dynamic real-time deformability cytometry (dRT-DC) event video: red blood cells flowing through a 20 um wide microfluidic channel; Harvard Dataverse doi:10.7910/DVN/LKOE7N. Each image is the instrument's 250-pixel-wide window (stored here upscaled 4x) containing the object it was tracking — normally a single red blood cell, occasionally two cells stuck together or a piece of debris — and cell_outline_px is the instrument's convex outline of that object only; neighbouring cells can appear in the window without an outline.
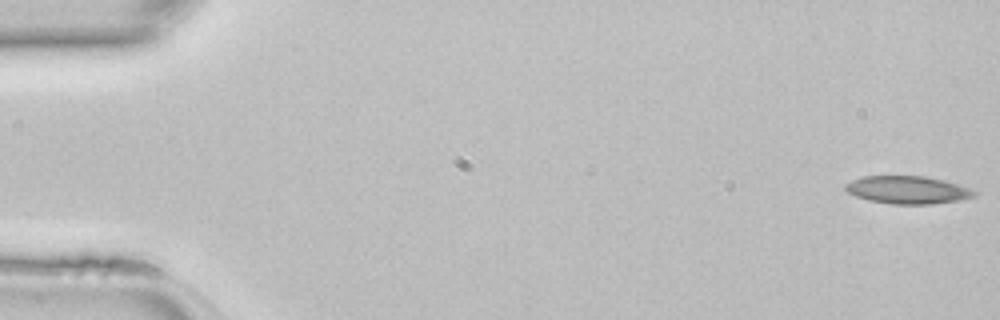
{"species": "common noctule bat (a hibernating species)", "species_latin": "Nyctalus noctula", "temperature_condition": "room temperature", "stored_images_in_passage": 46, "camera_frame_rate_fps": 3000, "um_per_image_px": 0.085, "animal": {"sex": "female", "body_mass_g": 22.7, "forearm_length_mm": 54.2}, "frame": {"image": 1, "passage_image": 1, "time_ms": 0.0, "image_size_px": [1000, 320], "cell_outline_px": [[980, 192], [976, 196], [956, 200], [932, 204], [892, 204], [868, 200], [856, 196], [848, 192], [844, 188], [844, 184], [852, 180], [864, 176], [924, 176], [944, 180]], "centroid_in_image_um": [77.14, 16.14], "position_along_channel_um": 7.9, "area_um2": 20.75}}
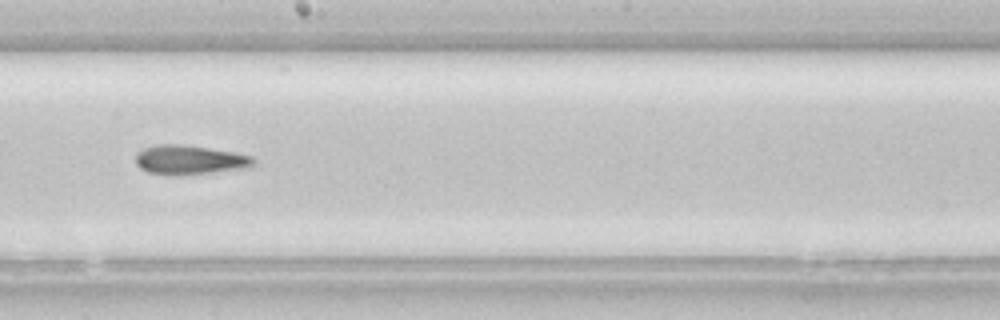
{"frame": {"image": 2, "passage_image": 26, "time_ms": 8.333, "image_size_px": [1000, 320], "cell_outline_px": [[256, 160], [248, 168], [176, 176], [148, 172], [140, 168], [136, 164], [136, 152], [144, 148], [156, 144], [184, 144], [236, 152], [252, 156]], "centroid_in_image_um": [16.11, 13.58], "position_along_channel_um": 232.1, "area_um2": 20.35}}
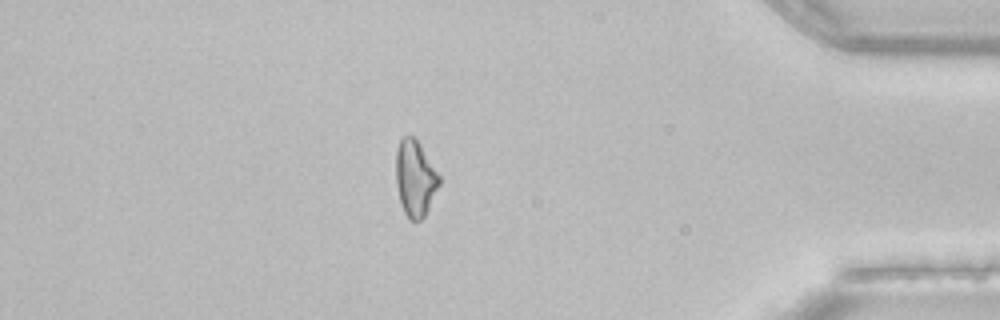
{"frame": {"image": 3, "passage_image": 40, "time_ms": 13.0, "image_size_px": [1000, 320], "cell_outline_px": [[440, 184], [424, 216], [420, 220], [408, 220], [400, 204], [396, 184], [396, 148], [400, 140], [404, 136], [412, 136], [420, 144], [440, 176]], "centroid_in_image_um": [35.27, 15.17], "position_along_channel_um": 399.9, "area_um2": 19.13}}